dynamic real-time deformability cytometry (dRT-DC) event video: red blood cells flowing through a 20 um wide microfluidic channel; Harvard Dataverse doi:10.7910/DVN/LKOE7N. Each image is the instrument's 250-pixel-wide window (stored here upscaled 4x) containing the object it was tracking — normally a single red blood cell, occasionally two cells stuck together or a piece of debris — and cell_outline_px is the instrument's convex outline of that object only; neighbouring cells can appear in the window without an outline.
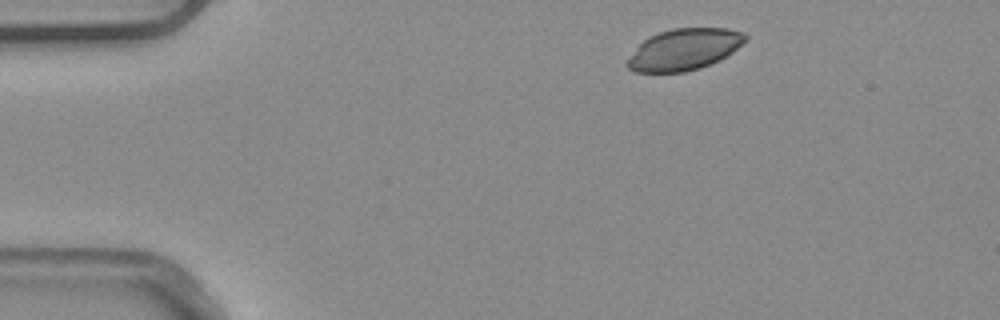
{"species": "common noctule bat (a hibernating species)", "species_latin": "Nyctalus noctula", "temperature_condition": "warm", "stored_images_in_passage": 3, "camera_frame_rate_fps": 3000, "um_per_image_px": 0.085, "animal": {"sex": "male", "body_mass_g": 20.4}, "frame": {"image": 1, "passage_image": 1, "time_ms": 0.0, "image_size_px": [1000, 320], "cell_outline_px": [[748, 40], [732, 52], [720, 60], [700, 68], [684, 72], [636, 72], [628, 68], [624, 64], [640, 44], [648, 36], [672, 28], [728, 28], [744, 32], [748, 36]], "centroid_in_image_um": [58.18, 4.19], "position_along_channel_um": 26.8, "area_um2": 28.55}}